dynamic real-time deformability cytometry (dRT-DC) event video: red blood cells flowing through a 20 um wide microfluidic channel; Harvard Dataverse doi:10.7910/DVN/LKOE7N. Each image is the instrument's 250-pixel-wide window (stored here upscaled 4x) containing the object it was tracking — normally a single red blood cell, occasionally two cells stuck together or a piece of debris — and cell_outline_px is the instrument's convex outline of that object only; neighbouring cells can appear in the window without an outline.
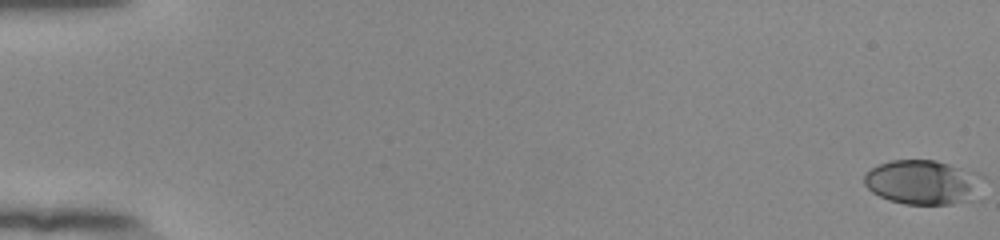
{"species": "human", "species_latin": "Homo sapiens", "temperature_condition": "room temperature", "stored_images_in_passage": 55, "camera_frame_rate_fps": 3000, "um_per_image_px": 0.085, "donor": {"sex": "female"}, "frame": {"image": 1, "passage_image": 1, "time_ms": 0.0, "image_size_px": [1000, 240], "cell_outline_px": [[984, 200], [952, 204], [904, 204], [888, 200], [872, 192], [864, 184], [864, 172], [880, 164], [892, 160], [936, 160], [980, 172], [984, 176]], "centroid_in_image_um": [78.63, 15.51], "position_along_channel_um": 6.4, "area_um2": 32.19}}
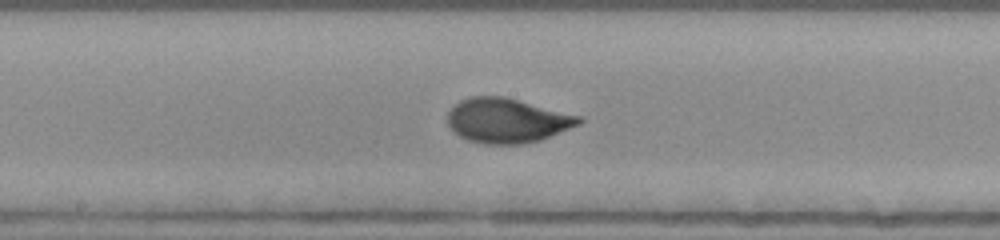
{"frame": {"image": 2, "passage_image": 31, "time_ms": 10.0, "image_size_px": [1000, 240], "cell_outline_px": [[584, 120], [580, 124], [540, 140], [524, 144], [484, 144], [468, 140], [460, 136], [448, 124], [448, 112], [460, 100], [472, 96], [504, 96], [584, 116]], "centroid_in_image_um": [43.15, 10.24], "position_along_channel_um": 205.0, "area_um2": 34.22}}
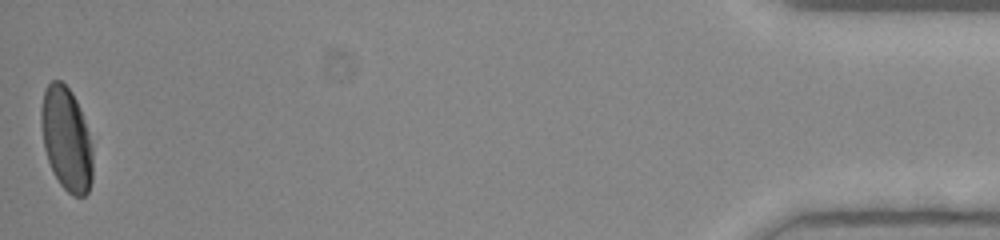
{"frame": {"image": 3, "passage_image": 55, "time_ms": 18.0, "image_size_px": [1000, 240], "cell_outline_px": [[92, 180], [88, 192], [84, 196], [72, 196], [60, 184], [52, 172], [44, 148], [40, 124], [40, 108], [44, 92], [48, 84], [52, 80], [60, 80], [72, 92], [80, 108], [88, 132], [92, 148]], "centroid_in_image_um": [5.63, 11.82], "position_along_channel_um": 429.6, "area_um2": 31.27}, "authors_computed_cell_mechanics": {"area_um2": 33.0616, "velocity_mm_per_s": 3.8882, "shape_relaxation_time_tau1_ms": 4.7634, "shape_relaxation_time_tau2_ms": null, "deformation_change_tau1": 0.1919, "deformation_change_tau2": null}}